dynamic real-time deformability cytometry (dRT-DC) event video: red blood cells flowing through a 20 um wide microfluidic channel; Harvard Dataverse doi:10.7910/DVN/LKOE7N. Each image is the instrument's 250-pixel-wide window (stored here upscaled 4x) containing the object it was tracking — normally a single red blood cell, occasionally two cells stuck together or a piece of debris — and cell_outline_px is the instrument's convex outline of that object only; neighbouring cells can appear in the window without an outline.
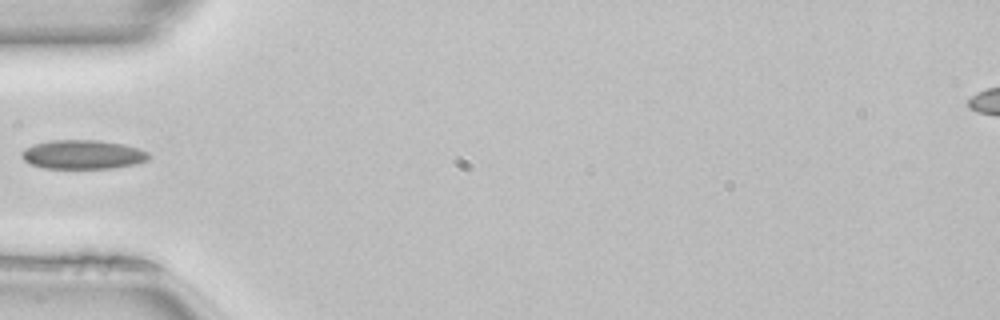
{"species": "common noctule bat (a hibernating species)", "species_latin": "Nyctalus noctula", "temperature_condition": "room temperature", "stored_images_in_passage": 34, "camera_frame_rate_fps": 3000, "um_per_image_px": 0.085, "animal": {"sex": "female", "body_mass_g": 22.7, "forearm_length_mm": 54.2}, "frame": {"image": 1, "passage_image": 1, "time_ms": 0.0, "image_size_px": [1000, 320], "cell_outline_px": [[148, 160], [136, 164], [112, 168], [44, 168], [32, 164], [24, 160], [20, 156], [20, 152], [24, 148], [32, 144], [52, 140], [96, 140], [124, 144], [148, 152]], "centroid_in_image_um": [7.0, 13.13], "position_along_channel_um": 78.0, "area_um2": 21.5}}
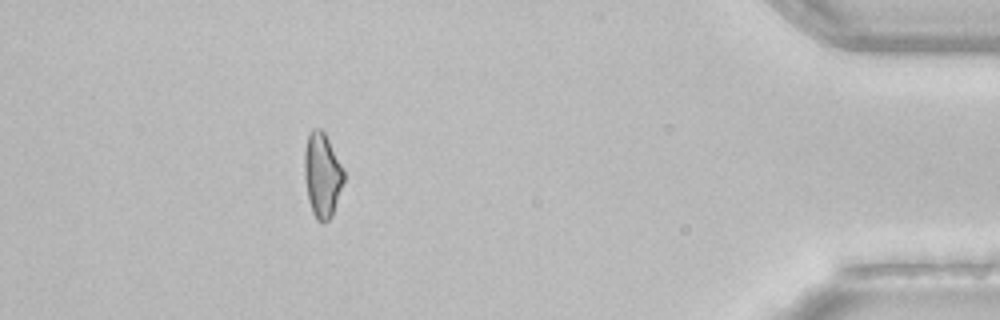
{"frame": {"image": 2, "passage_image": 29, "time_ms": 9.333, "image_size_px": [1000, 320], "cell_outline_px": [[344, 180], [332, 216], [328, 220], [316, 220], [312, 212], [308, 200], [304, 180], [304, 148], [308, 136], [312, 128], [320, 128], [324, 132], [344, 172]], "centroid_in_image_um": [27.35, 14.88], "position_along_channel_um": 407.8, "area_um2": 19.19}}